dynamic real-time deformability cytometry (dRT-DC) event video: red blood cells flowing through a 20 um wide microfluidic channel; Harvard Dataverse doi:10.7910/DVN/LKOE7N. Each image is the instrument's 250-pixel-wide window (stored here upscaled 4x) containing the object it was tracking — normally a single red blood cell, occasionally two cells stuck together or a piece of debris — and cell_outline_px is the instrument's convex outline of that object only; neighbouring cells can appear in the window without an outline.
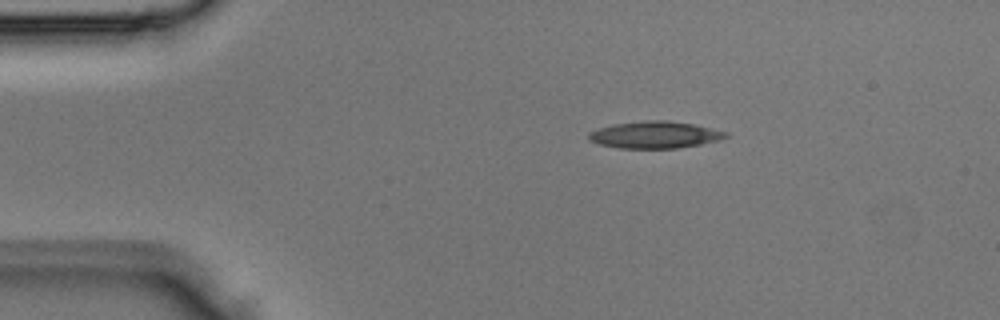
{"species": "Egyptian fruit bat (a non-hibernating species)", "species_latin": "Rousettus aegyptiacus", "temperature_condition": "room temperature", "stored_images_in_passage": 3, "camera_frame_rate_fps": 3000, "um_per_image_px": 0.085, "animal": {"sex": "male"}, "frame": {"image": 1, "passage_image": 3, "time_ms": 0.667, "image_size_px": [1000, 320], "cell_outline_px": [[728, 136], [720, 140], [700, 144], [676, 148], [620, 148], [600, 144], [588, 140], [588, 132], [612, 124], [648, 120], [668, 120], [692, 124], [728, 132]], "centroid_in_image_um": [55.65, 11.45], "position_along_channel_um": 29.3, "area_um2": 21.39}}